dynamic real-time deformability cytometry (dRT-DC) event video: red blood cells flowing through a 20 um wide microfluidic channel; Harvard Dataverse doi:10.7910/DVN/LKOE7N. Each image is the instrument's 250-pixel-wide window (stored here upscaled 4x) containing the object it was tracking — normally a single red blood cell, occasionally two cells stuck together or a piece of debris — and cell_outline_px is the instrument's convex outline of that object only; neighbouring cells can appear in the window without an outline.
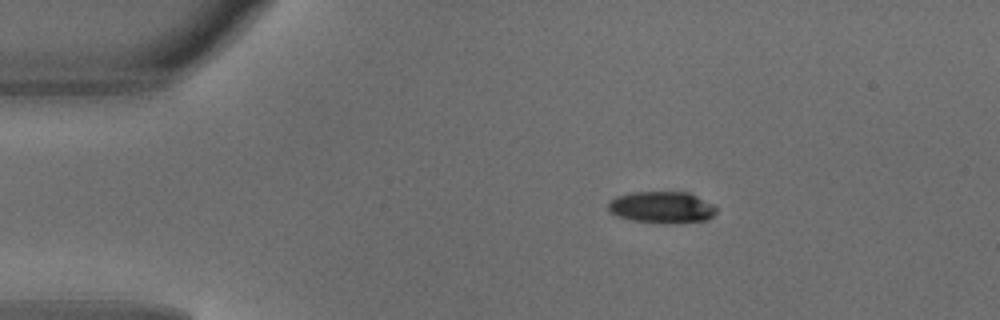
{"species": "common noctule bat (a hibernating species)", "species_latin": "Nyctalus noctula", "temperature_condition": "warm", "stored_images_in_passage": 5, "camera_frame_rate_fps": 3000, "um_per_image_px": 0.085, "animal": {"sex": "male", "body_mass_g": 18.8}, "frame": {"image": 1, "passage_image": 2, "time_ms": 0.333, "image_size_px": [1000, 320], "cell_outline_px": [[716, 212], [708, 220], [668, 224], [632, 220], [616, 216], [608, 212], [608, 200], [616, 196], [632, 192], [688, 192], [716, 204]], "centroid_in_image_um": [56.25, 17.62], "position_along_channel_um": 28.7, "area_um2": 20.35}}
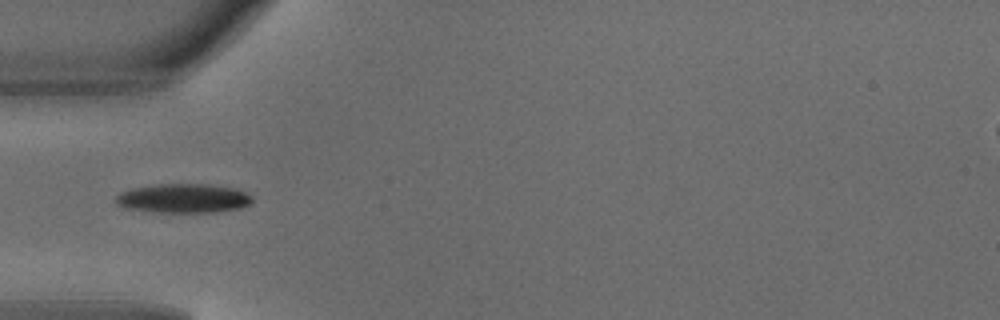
{"frame": {"image": 2, "passage_image": 4, "time_ms": 1.0, "image_size_px": [1000, 320], "cell_outline_px": [[252, 204], [240, 208], [216, 212], [160, 212], [124, 208], [116, 204], [116, 196], [120, 192], [132, 188], [152, 184], [208, 184], [236, 188], [252, 196]], "centroid_in_image_um": [15.59, 16.85], "position_along_channel_um": 69.4, "area_um2": 23.35}}
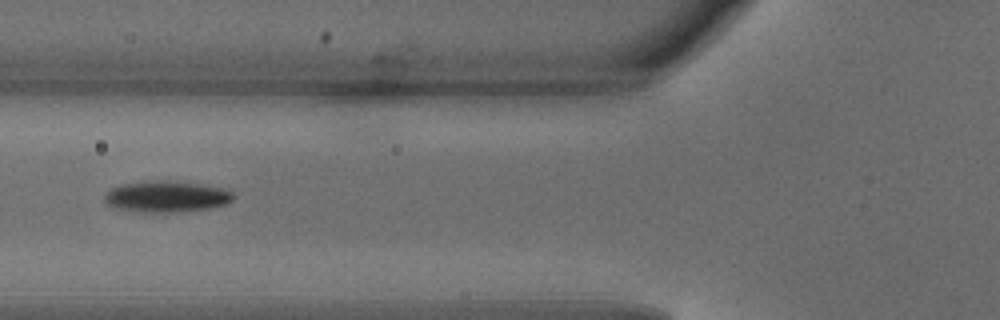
{"frame": {"image": 3, "passage_image": 5, "time_ms": 1.333, "image_size_px": [1000, 320], "cell_outline_px": [[236, 196], [228, 204], [212, 208], [184, 212], [132, 212], [112, 208], [104, 200], [104, 196], [112, 188], [124, 184], [156, 180], [172, 180], [200, 184], [220, 188], [232, 192]], "centroid_in_image_um": [14.16, 16.73], "position_along_channel_um": 111.6, "area_um2": 23.76}}